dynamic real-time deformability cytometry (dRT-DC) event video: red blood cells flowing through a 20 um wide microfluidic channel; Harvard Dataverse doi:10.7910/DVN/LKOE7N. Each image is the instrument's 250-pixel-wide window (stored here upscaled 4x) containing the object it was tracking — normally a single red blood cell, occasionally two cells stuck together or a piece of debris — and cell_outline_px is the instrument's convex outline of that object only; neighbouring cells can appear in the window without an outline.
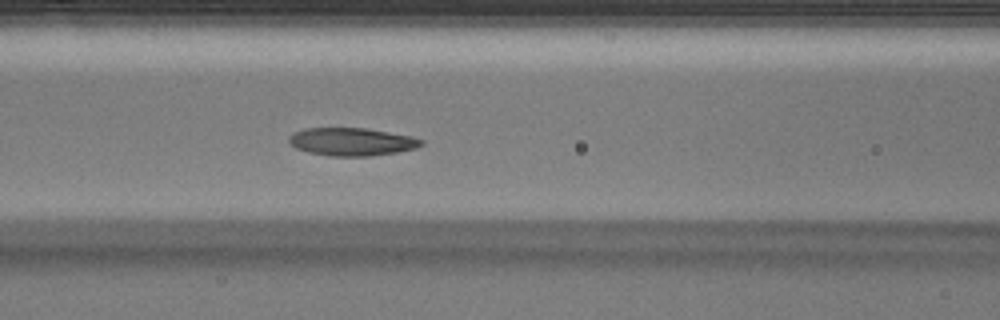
{"species": "Egyptian fruit bat (a non-hibernating species)", "species_latin": "Rousettus aegyptiacus", "temperature_condition": "warm", "stored_images_in_passage": 19, "camera_frame_rate_fps": 3000, "um_per_image_px": 0.085, "animal": {"sex": "male"}, "frame": {"image": 1, "passage_image": 9, "time_ms": 2.667, "image_size_px": [1000, 320], "cell_outline_px": [[424, 144], [416, 148], [396, 152], [372, 156], [328, 156], [308, 152], [296, 148], [288, 140], [288, 136], [304, 128], [364, 128], [388, 132], [408, 136], [424, 140]], "centroid_in_image_um": [29.89, 12.05], "position_along_channel_um": 136.7, "area_um2": 21.39}}